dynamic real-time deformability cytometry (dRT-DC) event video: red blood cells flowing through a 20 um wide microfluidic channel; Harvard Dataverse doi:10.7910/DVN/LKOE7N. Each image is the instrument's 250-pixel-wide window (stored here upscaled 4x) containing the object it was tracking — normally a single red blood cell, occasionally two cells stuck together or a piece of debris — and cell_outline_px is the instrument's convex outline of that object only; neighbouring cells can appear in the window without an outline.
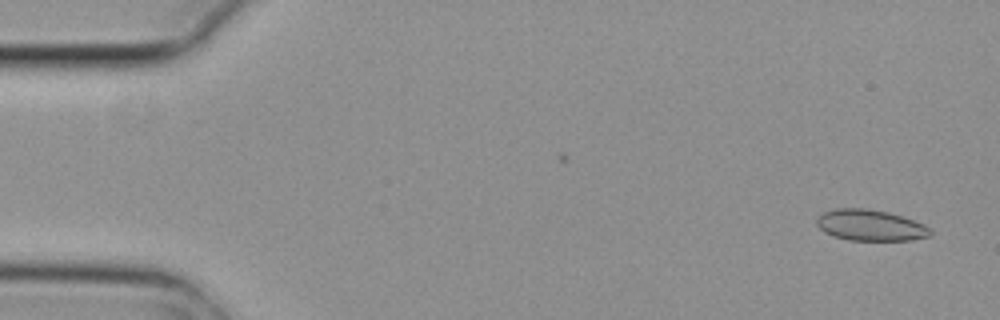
{"species": "common noctule bat (a hibernating species)", "species_latin": "Nyctalus noctula", "temperature_condition": "cold", "stored_images_in_passage": 2, "camera_frame_rate_fps": 3000, "um_per_image_px": 0.085, "animal": {"sex": "female", "body_mass_g": 29.2, "forearm_length_mm": 56.3}, "frame": {"image": 1, "passage_image": 2, "time_ms": 0.333, "image_size_px": [1000, 320], "cell_outline_px": [[932, 236], [912, 240], [848, 240], [832, 236], [824, 232], [816, 224], [816, 220], [824, 212], [836, 208], [864, 208], [888, 212], [924, 224], [932, 232]], "centroid_in_image_um": [73.97, 19.16], "position_along_channel_um": 11.0, "area_um2": 20.52}}